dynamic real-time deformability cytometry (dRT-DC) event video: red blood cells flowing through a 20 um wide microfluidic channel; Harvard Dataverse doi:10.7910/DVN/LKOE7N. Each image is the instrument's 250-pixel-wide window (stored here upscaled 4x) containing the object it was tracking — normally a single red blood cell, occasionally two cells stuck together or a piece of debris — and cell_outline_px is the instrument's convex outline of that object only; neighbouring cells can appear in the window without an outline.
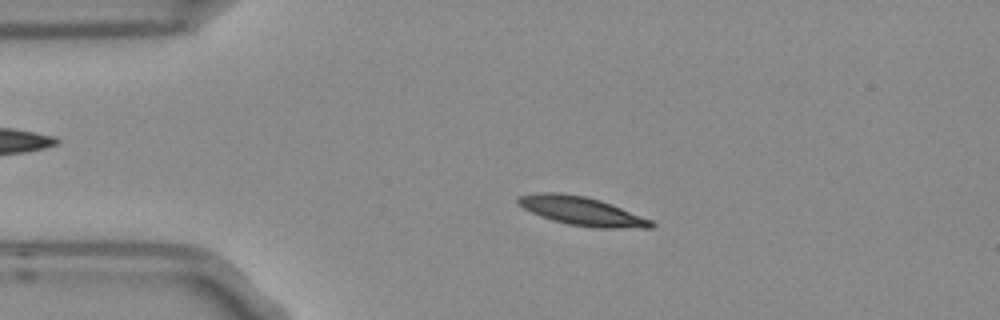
{"species": "Egyptian fruit bat (a non-hibernating species)", "species_latin": "Rousettus aegyptiacus", "temperature_condition": "room temperature", "stored_images_in_passage": 4, "camera_frame_rate_fps": 3000, "um_per_image_px": 0.085, "frame": {"image": 1, "passage_image": 3, "time_ms": 0.667, "image_size_px": [1000, 320], "cell_outline_px": [[656, 224], [652, 228], [592, 228], [568, 224], [552, 220], [540, 216], [524, 208], [516, 200], [520, 196], [532, 192], [560, 192], [584, 196], [600, 200], [612, 204], [652, 220]], "centroid_in_image_um": [49.47, 17.94], "position_along_channel_um": 35.5, "area_um2": 22.31}}
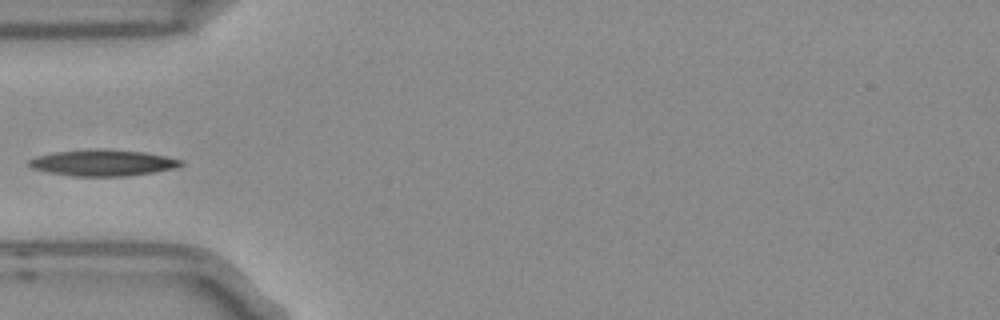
{"frame": {"image": 2, "passage_image": 4, "time_ms": 1.0, "image_size_px": [1000, 320], "cell_outline_px": [[184, 164], [176, 168], [128, 176], [72, 176], [48, 172], [32, 168], [28, 164], [28, 160], [40, 156], [56, 152], [100, 148], [104, 148], [144, 152], [184, 160]], "centroid_in_image_um": [8.78, 13.83], "position_along_channel_um": 76.2, "area_um2": 23.18}}